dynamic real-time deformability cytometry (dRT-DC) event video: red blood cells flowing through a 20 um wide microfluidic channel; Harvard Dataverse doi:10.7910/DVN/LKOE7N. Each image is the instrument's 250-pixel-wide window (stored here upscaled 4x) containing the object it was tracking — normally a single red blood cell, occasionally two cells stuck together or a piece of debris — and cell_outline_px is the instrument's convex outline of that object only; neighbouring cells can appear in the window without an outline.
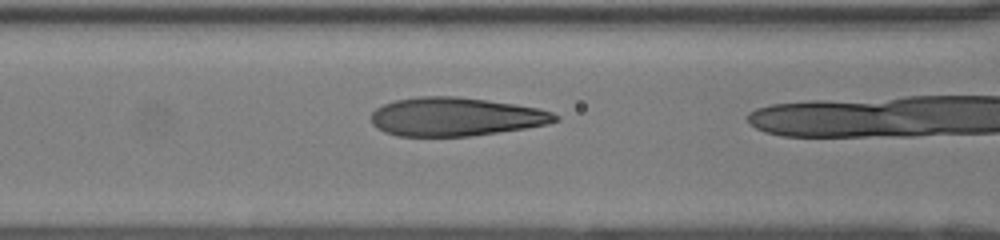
{"species": "human", "species_latin": "Homo sapiens", "temperature_condition": "room temperature", "stored_images_in_passage": 21, "camera_frame_rate_fps": 3000, "um_per_image_px": 0.085, "donor": {"sex": "female"}, "frame": {"image": 1, "passage_image": 20, "time_ms": 6.333, "image_size_px": [1000, 240], "cell_outline_px": [[560, 120], [548, 124], [524, 128], [472, 136], [396, 136], [384, 132], [376, 128], [372, 124], [372, 112], [376, 108], [384, 104], [396, 100], [420, 96], [456, 96], [516, 104], [536, 108], [552, 112], [560, 116]], "centroid_in_image_um": [38.72, 9.93], "position_along_channel_um": 127.9, "area_um2": 41.38}}